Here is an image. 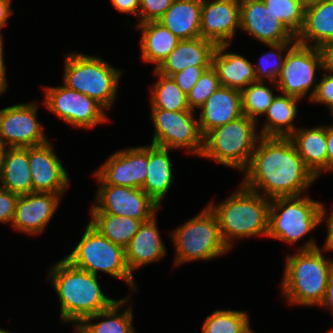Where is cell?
Instances as JSON below:
<instances>
[{
  "label": "cell",
  "mask_w": 333,
  "mask_h": 333,
  "mask_svg": "<svg viewBox=\"0 0 333 333\" xmlns=\"http://www.w3.org/2000/svg\"><path fill=\"white\" fill-rule=\"evenodd\" d=\"M240 183L266 198L304 195L318 179L289 137H260Z\"/></svg>",
  "instance_id": "cell-1"
},
{
  "label": "cell",
  "mask_w": 333,
  "mask_h": 333,
  "mask_svg": "<svg viewBox=\"0 0 333 333\" xmlns=\"http://www.w3.org/2000/svg\"><path fill=\"white\" fill-rule=\"evenodd\" d=\"M316 241L308 239L295 255L289 253L285 258L280 291L290 306L318 307L324 299L333 272V259L326 258L324 252L333 251L325 245L320 248Z\"/></svg>",
  "instance_id": "cell-2"
},
{
  "label": "cell",
  "mask_w": 333,
  "mask_h": 333,
  "mask_svg": "<svg viewBox=\"0 0 333 333\" xmlns=\"http://www.w3.org/2000/svg\"><path fill=\"white\" fill-rule=\"evenodd\" d=\"M47 280L60 302L61 323L76 327L83 319L110 308L117 300L106 296L98 276L71 265L64 258L49 267Z\"/></svg>",
  "instance_id": "cell-3"
},
{
  "label": "cell",
  "mask_w": 333,
  "mask_h": 333,
  "mask_svg": "<svg viewBox=\"0 0 333 333\" xmlns=\"http://www.w3.org/2000/svg\"><path fill=\"white\" fill-rule=\"evenodd\" d=\"M270 201L240 184L223 201L207 204L218 219L221 237L229 250L236 240L268 236Z\"/></svg>",
  "instance_id": "cell-4"
},
{
  "label": "cell",
  "mask_w": 333,
  "mask_h": 333,
  "mask_svg": "<svg viewBox=\"0 0 333 333\" xmlns=\"http://www.w3.org/2000/svg\"><path fill=\"white\" fill-rule=\"evenodd\" d=\"M63 83L68 88L89 96L107 111L115 102L122 70L100 56L78 52L64 55Z\"/></svg>",
  "instance_id": "cell-5"
},
{
  "label": "cell",
  "mask_w": 333,
  "mask_h": 333,
  "mask_svg": "<svg viewBox=\"0 0 333 333\" xmlns=\"http://www.w3.org/2000/svg\"><path fill=\"white\" fill-rule=\"evenodd\" d=\"M258 127L259 123L243 115L212 129L203 137L200 157L242 172L248 166L261 137Z\"/></svg>",
  "instance_id": "cell-6"
},
{
  "label": "cell",
  "mask_w": 333,
  "mask_h": 333,
  "mask_svg": "<svg viewBox=\"0 0 333 333\" xmlns=\"http://www.w3.org/2000/svg\"><path fill=\"white\" fill-rule=\"evenodd\" d=\"M169 234L176 253L174 266L213 260L230 251L221 237L218 219L208 205Z\"/></svg>",
  "instance_id": "cell-7"
},
{
  "label": "cell",
  "mask_w": 333,
  "mask_h": 333,
  "mask_svg": "<svg viewBox=\"0 0 333 333\" xmlns=\"http://www.w3.org/2000/svg\"><path fill=\"white\" fill-rule=\"evenodd\" d=\"M64 259L74 267L96 276L100 271L126 282L131 294L138 290L134 275L126 263L125 249L112 243L89 223L80 241Z\"/></svg>",
  "instance_id": "cell-8"
},
{
  "label": "cell",
  "mask_w": 333,
  "mask_h": 333,
  "mask_svg": "<svg viewBox=\"0 0 333 333\" xmlns=\"http://www.w3.org/2000/svg\"><path fill=\"white\" fill-rule=\"evenodd\" d=\"M322 223V202L308 195L273 198L267 237L294 246Z\"/></svg>",
  "instance_id": "cell-9"
},
{
  "label": "cell",
  "mask_w": 333,
  "mask_h": 333,
  "mask_svg": "<svg viewBox=\"0 0 333 333\" xmlns=\"http://www.w3.org/2000/svg\"><path fill=\"white\" fill-rule=\"evenodd\" d=\"M197 113L193 110L169 111L151 109L153 122L151 144L169 149H186L185 153L201 156L203 136L199 130Z\"/></svg>",
  "instance_id": "cell-10"
},
{
  "label": "cell",
  "mask_w": 333,
  "mask_h": 333,
  "mask_svg": "<svg viewBox=\"0 0 333 333\" xmlns=\"http://www.w3.org/2000/svg\"><path fill=\"white\" fill-rule=\"evenodd\" d=\"M317 71H322L318 48L298 43L289 48L275 84L282 94L310 101L316 92ZM308 94V96H307Z\"/></svg>",
  "instance_id": "cell-11"
},
{
  "label": "cell",
  "mask_w": 333,
  "mask_h": 333,
  "mask_svg": "<svg viewBox=\"0 0 333 333\" xmlns=\"http://www.w3.org/2000/svg\"><path fill=\"white\" fill-rule=\"evenodd\" d=\"M44 92L43 104L48 111L74 128L87 130L111 120L96 100L64 84L46 86Z\"/></svg>",
  "instance_id": "cell-12"
},
{
  "label": "cell",
  "mask_w": 333,
  "mask_h": 333,
  "mask_svg": "<svg viewBox=\"0 0 333 333\" xmlns=\"http://www.w3.org/2000/svg\"><path fill=\"white\" fill-rule=\"evenodd\" d=\"M38 104H14L0 109V142L9 148H29L49 141L38 121Z\"/></svg>",
  "instance_id": "cell-13"
},
{
  "label": "cell",
  "mask_w": 333,
  "mask_h": 333,
  "mask_svg": "<svg viewBox=\"0 0 333 333\" xmlns=\"http://www.w3.org/2000/svg\"><path fill=\"white\" fill-rule=\"evenodd\" d=\"M90 212L127 216L142 222L150 220L161 207L142 189L99 184Z\"/></svg>",
  "instance_id": "cell-14"
},
{
  "label": "cell",
  "mask_w": 333,
  "mask_h": 333,
  "mask_svg": "<svg viewBox=\"0 0 333 333\" xmlns=\"http://www.w3.org/2000/svg\"><path fill=\"white\" fill-rule=\"evenodd\" d=\"M148 145L119 149L102 163L94 177L99 184L141 189L147 176Z\"/></svg>",
  "instance_id": "cell-15"
},
{
  "label": "cell",
  "mask_w": 333,
  "mask_h": 333,
  "mask_svg": "<svg viewBox=\"0 0 333 333\" xmlns=\"http://www.w3.org/2000/svg\"><path fill=\"white\" fill-rule=\"evenodd\" d=\"M29 167L33 192L64 195L70 185V178L54 152L52 142L29 147Z\"/></svg>",
  "instance_id": "cell-16"
},
{
  "label": "cell",
  "mask_w": 333,
  "mask_h": 333,
  "mask_svg": "<svg viewBox=\"0 0 333 333\" xmlns=\"http://www.w3.org/2000/svg\"><path fill=\"white\" fill-rule=\"evenodd\" d=\"M240 30V0H202L200 35L216 45L232 44Z\"/></svg>",
  "instance_id": "cell-17"
},
{
  "label": "cell",
  "mask_w": 333,
  "mask_h": 333,
  "mask_svg": "<svg viewBox=\"0 0 333 333\" xmlns=\"http://www.w3.org/2000/svg\"><path fill=\"white\" fill-rule=\"evenodd\" d=\"M240 31L262 44L296 41V37L262 0L240 1Z\"/></svg>",
  "instance_id": "cell-18"
},
{
  "label": "cell",
  "mask_w": 333,
  "mask_h": 333,
  "mask_svg": "<svg viewBox=\"0 0 333 333\" xmlns=\"http://www.w3.org/2000/svg\"><path fill=\"white\" fill-rule=\"evenodd\" d=\"M63 195L54 193L33 192L19 196L13 221V230L36 236L47 227Z\"/></svg>",
  "instance_id": "cell-19"
},
{
  "label": "cell",
  "mask_w": 333,
  "mask_h": 333,
  "mask_svg": "<svg viewBox=\"0 0 333 333\" xmlns=\"http://www.w3.org/2000/svg\"><path fill=\"white\" fill-rule=\"evenodd\" d=\"M199 111L198 125L204 137L212 129L243 116L241 90L220 86Z\"/></svg>",
  "instance_id": "cell-20"
},
{
  "label": "cell",
  "mask_w": 333,
  "mask_h": 333,
  "mask_svg": "<svg viewBox=\"0 0 333 333\" xmlns=\"http://www.w3.org/2000/svg\"><path fill=\"white\" fill-rule=\"evenodd\" d=\"M157 224L156 215L150 220L142 222L139 230L125 248L126 263L132 275L137 269L160 261L167 253Z\"/></svg>",
  "instance_id": "cell-21"
},
{
  "label": "cell",
  "mask_w": 333,
  "mask_h": 333,
  "mask_svg": "<svg viewBox=\"0 0 333 333\" xmlns=\"http://www.w3.org/2000/svg\"><path fill=\"white\" fill-rule=\"evenodd\" d=\"M230 46L232 45H217L211 66L215 70L221 86L243 90L256 81L255 68L253 63L243 55L229 52L227 49Z\"/></svg>",
  "instance_id": "cell-22"
},
{
  "label": "cell",
  "mask_w": 333,
  "mask_h": 333,
  "mask_svg": "<svg viewBox=\"0 0 333 333\" xmlns=\"http://www.w3.org/2000/svg\"><path fill=\"white\" fill-rule=\"evenodd\" d=\"M216 48L214 42L202 37L180 40L156 70L172 76L190 66H211Z\"/></svg>",
  "instance_id": "cell-23"
},
{
  "label": "cell",
  "mask_w": 333,
  "mask_h": 333,
  "mask_svg": "<svg viewBox=\"0 0 333 333\" xmlns=\"http://www.w3.org/2000/svg\"><path fill=\"white\" fill-rule=\"evenodd\" d=\"M132 295L117 300L110 308L83 319L75 333H135L133 306L129 304ZM128 306V307H127ZM101 319V320H100ZM100 320L97 323L93 322Z\"/></svg>",
  "instance_id": "cell-24"
},
{
  "label": "cell",
  "mask_w": 333,
  "mask_h": 333,
  "mask_svg": "<svg viewBox=\"0 0 333 333\" xmlns=\"http://www.w3.org/2000/svg\"><path fill=\"white\" fill-rule=\"evenodd\" d=\"M305 165L320 178L327 173L326 126L298 127L289 137Z\"/></svg>",
  "instance_id": "cell-25"
},
{
  "label": "cell",
  "mask_w": 333,
  "mask_h": 333,
  "mask_svg": "<svg viewBox=\"0 0 333 333\" xmlns=\"http://www.w3.org/2000/svg\"><path fill=\"white\" fill-rule=\"evenodd\" d=\"M169 151L172 149L148 145L147 176L141 189L160 207L174 178Z\"/></svg>",
  "instance_id": "cell-26"
},
{
  "label": "cell",
  "mask_w": 333,
  "mask_h": 333,
  "mask_svg": "<svg viewBox=\"0 0 333 333\" xmlns=\"http://www.w3.org/2000/svg\"><path fill=\"white\" fill-rule=\"evenodd\" d=\"M296 41L316 48L333 43V0L305 8L304 25Z\"/></svg>",
  "instance_id": "cell-27"
},
{
  "label": "cell",
  "mask_w": 333,
  "mask_h": 333,
  "mask_svg": "<svg viewBox=\"0 0 333 333\" xmlns=\"http://www.w3.org/2000/svg\"><path fill=\"white\" fill-rule=\"evenodd\" d=\"M141 32V58L146 63L154 64L157 69L180 41L168 28L158 21H150L135 25Z\"/></svg>",
  "instance_id": "cell-28"
},
{
  "label": "cell",
  "mask_w": 333,
  "mask_h": 333,
  "mask_svg": "<svg viewBox=\"0 0 333 333\" xmlns=\"http://www.w3.org/2000/svg\"><path fill=\"white\" fill-rule=\"evenodd\" d=\"M202 0H174L158 20L180 40L201 37Z\"/></svg>",
  "instance_id": "cell-29"
},
{
  "label": "cell",
  "mask_w": 333,
  "mask_h": 333,
  "mask_svg": "<svg viewBox=\"0 0 333 333\" xmlns=\"http://www.w3.org/2000/svg\"><path fill=\"white\" fill-rule=\"evenodd\" d=\"M301 99L286 94H276L264 117V125L259 132L261 137H290L298 128L295 126L298 103ZM266 115V116H265Z\"/></svg>",
  "instance_id": "cell-30"
},
{
  "label": "cell",
  "mask_w": 333,
  "mask_h": 333,
  "mask_svg": "<svg viewBox=\"0 0 333 333\" xmlns=\"http://www.w3.org/2000/svg\"><path fill=\"white\" fill-rule=\"evenodd\" d=\"M0 188L18 196L33 193V182L29 167V148L8 149L0 178Z\"/></svg>",
  "instance_id": "cell-31"
},
{
  "label": "cell",
  "mask_w": 333,
  "mask_h": 333,
  "mask_svg": "<svg viewBox=\"0 0 333 333\" xmlns=\"http://www.w3.org/2000/svg\"><path fill=\"white\" fill-rule=\"evenodd\" d=\"M88 221L101 235L124 249L139 230L141 220L104 212H90Z\"/></svg>",
  "instance_id": "cell-32"
},
{
  "label": "cell",
  "mask_w": 333,
  "mask_h": 333,
  "mask_svg": "<svg viewBox=\"0 0 333 333\" xmlns=\"http://www.w3.org/2000/svg\"><path fill=\"white\" fill-rule=\"evenodd\" d=\"M159 79L149 86L151 109L169 111L190 110L187 102V94L176 84L171 76L164 75L156 69L152 72Z\"/></svg>",
  "instance_id": "cell-33"
},
{
  "label": "cell",
  "mask_w": 333,
  "mask_h": 333,
  "mask_svg": "<svg viewBox=\"0 0 333 333\" xmlns=\"http://www.w3.org/2000/svg\"><path fill=\"white\" fill-rule=\"evenodd\" d=\"M250 314L240 310H215L206 316L201 333H251Z\"/></svg>",
  "instance_id": "cell-34"
},
{
  "label": "cell",
  "mask_w": 333,
  "mask_h": 333,
  "mask_svg": "<svg viewBox=\"0 0 333 333\" xmlns=\"http://www.w3.org/2000/svg\"><path fill=\"white\" fill-rule=\"evenodd\" d=\"M275 87L279 91L275 83L255 81L241 90L242 112L250 119L259 122V117L264 116L268 107L275 98L274 90L266 84Z\"/></svg>",
  "instance_id": "cell-35"
},
{
  "label": "cell",
  "mask_w": 333,
  "mask_h": 333,
  "mask_svg": "<svg viewBox=\"0 0 333 333\" xmlns=\"http://www.w3.org/2000/svg\"><path fill=\"white\" fill-rule=\"evenodd\" d=\"M296 41L264 44L271 51L264 52L263 55L254 63L256 81L275 83L283 67L284 60L289 48Z\"/></svg>",
  "instance_id": "cell-36"
},
{
  "label": "cell",
  "mask_w": 333,
  "mask_h": 333,
  "mask_svg": "<svg viewBox=\"0 0 333 333\" xmlns=\"http://www.w3.org/2000/svg\"><path fill=\"white\" fill-rule=\"evenodd\" d=\"M262 1L295 37L300 33L305 20V6L301 0Z\"/></svg>",
  "instance_id": "cell-37"
},
{
  "label": "cell",
  "mask_w": 333,
  "mask_h": 333,
  "mask_svg": "<svg viewBox=\"0 0 333 333\" xmlns=\"http://www.w3.org/2000/svg\"><path fill=\"white\" fill-rule=\"evenodd\" d=\"M220 86L219 78L211 66L203 72L197 83L187 94L190 110L197 111Z\"/></svg>",
  "instance_id": "cell-38"
},
{
  "label": "cell",
  "mask_w": 333,
  "mask_h": 333,
  "mask_svg": "<svg viewBox=\"0 0 333 333\" xmlns=\"http://www.w3.org/2000/svg\"><path fill=\"white\" fill-rule=\"evenodd\" d=\"M174 0H140L137 24L158 21Z\"/></svg>",
  "instance_id": "cell-39"
},
{
  "label": "cell",
  "mask_w": 333,
  "mask_h": 333,
  "mask_svg": "<svg viewBox=\"0 0 333 333\" xmlns=\"http://www.w3.org/2000/svg\"><path fill=\"white\" fill-rule=\"evenodd\" d=\"M322 75L318 80L316 92L310 102L323 104L330 111L333 109V75L326 72H323Z\"/></svg>",
  "instance_id": "cell-40"
},
{
  "label": "cell",
  "mask_w": 333,
  "mask_h": 333,
  "mask_svg": "<svg viewBox=\"0 0 333 333\" xmlns=\"http://www.w3.org/2000/svg\"><path fill=\"white\" fill-rule=\"evenodd\" d=\"M211 66H190L186 69L173 74L171 77L177 86L186 94H188L193 86L197 83L200 76L205 70Z\"/></svg>",
  "instance_id": "cell-41"
},
{
  "label": "cell",
  "mask_w": 333,
  "mask_h": 333,
  "mask_svg": "<svg viewBox=\"0 0 333 333\" xmlns=\"http://www.w3.org/2000/svg\"><path fill=\"white\" fill-rule=\"evenodd\" d=\"M18 198V195L0 188V224L11 225Z\"/></svg>",
  "instance_id": "cell-42"
},
{
  "label": "cell",
  "mask_w": 333,
  "mask_h": 333,
  "mask_svg": "<svg viewBox=\"0 0 333 333\" xmlns=\"http://www.w3.org/2000/svg\"><path fill=\"white\" fill-rule=\"evenodd\" d=\"M114 9L123 14H132L138 18L140 0H110Z\"/></svg>",
  "instance_id": "cell-43"
},
{
  "label": "cell",
  "mask_w": 333,
  "mask_h": 333,
  "mask_svg": "<svg viewBox=\"0 0 333 333\" xmlns=\"http://www.w3.org/2000/svg\"><path fill=\"white\" fill-rule=\"evenodd\" d=\"M322 58V72L333 75V43H328L319 48Z\"/></svg>",
  "instance_id": "cell-44"
},
{
  "label": "cell",
  "mask_w": 333,
  "mask_h": 333,
  "mask_svg": "<svg viewBox=\"0 0 333 333\" xmlns=\"http://www.w3.org/2000/svg\"><path fill=\"white\" fill-rule=\"evenodd\" d=\"M12 0H0V41L4 42L2 29L7 25L8 19L13 13Z\"/></svg>",
  "instance_id": "cell-45"
},
{
  "label": "cell",
  "mask_w": 333,
  "mask_h": 333,
  "mask_svg": "<svg viewBox=\"0 0 333 333\" xmlns=\"http://www.w3.org/2000/svg\"><path fill=\"white\" fill-rule=\"evenodd\" d=\"M326 206L323 204V223L325 222L327 229V235L325 239V246L333 251V205L331 207L330 214H326Z\"/></svg>",
  "instance_id": "cell-46"
},
{
  "label": "cell",
  "mask_w": 333,
  "mask_h": 333,
  "mask_svg": "<svg viewBox=\"0 0 333 333\" xmlns=\"http://www.w3.org/2000/svg\"><path fill=\"white\" fill-rule=\"evenodd\" d=\"M4 42L0 41V96L7 91L8 88V80L6 74V64L4 59Z\"/></svg>",
  "instance_id": "cell-47"
},
{
  "label": "cell",
  "mask_w": 333,
  "mask_h": 333,
  "mask_svg": "<svg viewBox=\"0 0 333 333\" xmlns=\"http://www.w3.org/2000/svg\"><path fill=\"white\" fill-rule=\"evenodd\" d=\"M327 172L333 171V126L326 124Z\"/></svg>",
  "instance_id": "cell-48"
},
{
  "label": "cell",
  "mask_w": 333,
  "mask_h": 333,
  "mask_svg": "<svg viewBox=\"0 0 333 333\" xmlns=\"http://www.w3.org/2000/svg\"><path fill=\"white\" fill-rule=\"evenodd\" d=\"M319 307H322L323 309H328L333 315V272L330 275L324 299L319 305ZM332 330L333 328H331L326 333H330Z\"/></svg>",
  "instance_id": "cell-49"
},
{
  "label": "cell",
  "mask_w": 333,
  "mask_h": 333,
  "mask_svg": "<svg viewBox=\"0 0 333 333\" xmlns=\"http://www.w3.org/2000/svg\"><path fill=\"white\" fill-rule=\"evenodd\" d=\"M8 149H9L8 146H6L2 142H0V178H1L2 173H3L5 158H6Z\"/></svg>",
  "instance_id": "cell-50"
},
{
  "label": "cell",
  "mask_w": 333,
  "mask_h": 333,
  "mask_svg": "<svg viewBox=\"0 0 333 333\" xmlns=\"http://www.w3.org/2000/svg\"><path fill=\"white\" fill-rule=\"evenodd\" d=\"M322 1H324V0H301L303 5L305 6V8L315 5V4H319Z\"/></svg>",
  "instance_id": "cell-51"
},
{
  "label": "cell",
  "mask_w": 333,
  "mask_h": 333,
  "mask_svg": "<svg viewBox=\"0 0 333 333\" xmlns=\"http://www.w3.org/2000/svg\"><path fill=\"white\" fill-rule=\"evenodd\" d=\"M0 333H12V332H10L9 330L0 328Z\"/></svg>",
  "instance_id": "cell-52"
},
{
  "label": "cell",
  "mask_w": 333,
  "mask_h": 333,
  "mask_svg": "<svg viewBox=\"0 0 333 333\" xmlns=\"http://www.w3.org/2000/svg\"><path fill=\"white\" fill-rule=\"evenodd\" d=\"M329 113H330V116L332 115L331 117H332V120H333V109H332V110H330V111H329ZM330 125H332V126H333V124H332V123H331Z\"/></svg>",
  "instance_id": "cell-53"
}]
</instances>
